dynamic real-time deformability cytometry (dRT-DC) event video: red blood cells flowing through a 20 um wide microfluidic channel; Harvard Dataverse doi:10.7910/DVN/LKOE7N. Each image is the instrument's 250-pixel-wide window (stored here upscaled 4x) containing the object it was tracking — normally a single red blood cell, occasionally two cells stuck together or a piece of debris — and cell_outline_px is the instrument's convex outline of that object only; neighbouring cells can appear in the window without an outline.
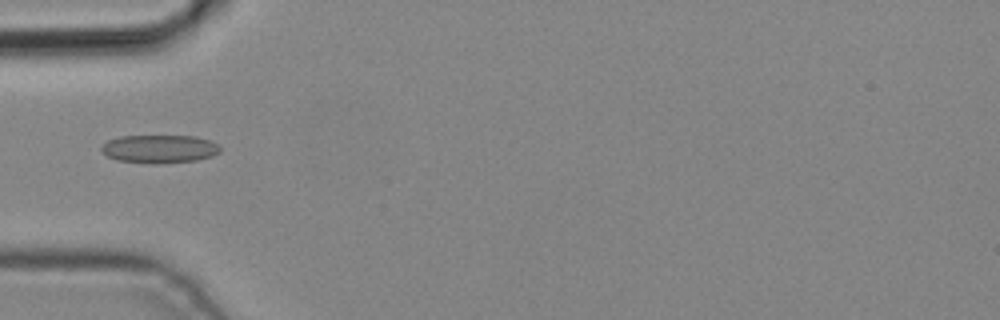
{"species": "common noctule bat (a hibernating species)", "species_latin": "Nyctalus noctula", "temperature_condition": "cold", "stored_images_in_passage": 2, "camera_frame_rate_fps": 3000, "um_per_image_px": 0.085, "animal": {"sex": "male", "body_mass_g": 19.2, "forearm_length_mm": 51.8}, "frame": {"image": 1, "passage_image": 1, "time_ms": 0.0, "image_size_px": [1000, 320], "cell_outline_px": [[220, 152], [212, 156], [196, 160], [156, 164], [148, 164], [116, 160], [100, 152], [100, 148], [108, 140], [120, 136], [196, 136], [212, 140], [220, 148]], "centroid_in_image_um": [13.54, 12.66], "position_along_channel_um": 71.5, "area_um2": 19.71}}
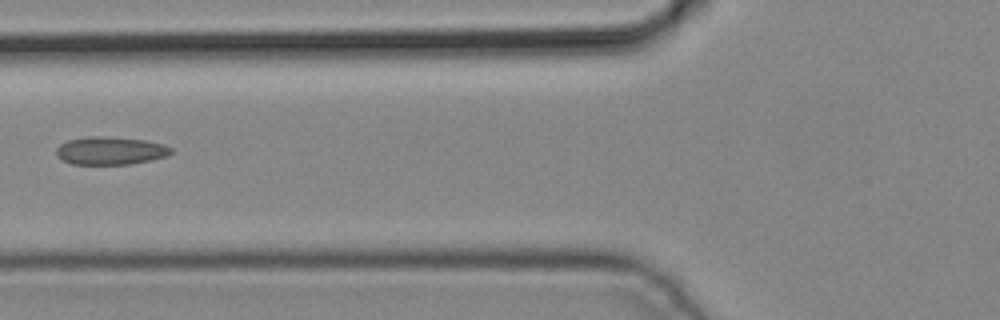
{"frame": {"image": 2, "passage_image": 2, "time_ms": 0.333, "image_size_px": [1000, 320], "cell_outline_px": [[172, 152], [168, 156], [128, 164], [72, 164], [56, 156], [56, 148], [60, 144], [68, 140], [84, 136], [104, 136], [144, 140], [164, 144], [172, 148]], "centroid_in_image_um": [9.36, 12.8], "position_along_channel_um": 116.4, "area_um2": 18.67}}